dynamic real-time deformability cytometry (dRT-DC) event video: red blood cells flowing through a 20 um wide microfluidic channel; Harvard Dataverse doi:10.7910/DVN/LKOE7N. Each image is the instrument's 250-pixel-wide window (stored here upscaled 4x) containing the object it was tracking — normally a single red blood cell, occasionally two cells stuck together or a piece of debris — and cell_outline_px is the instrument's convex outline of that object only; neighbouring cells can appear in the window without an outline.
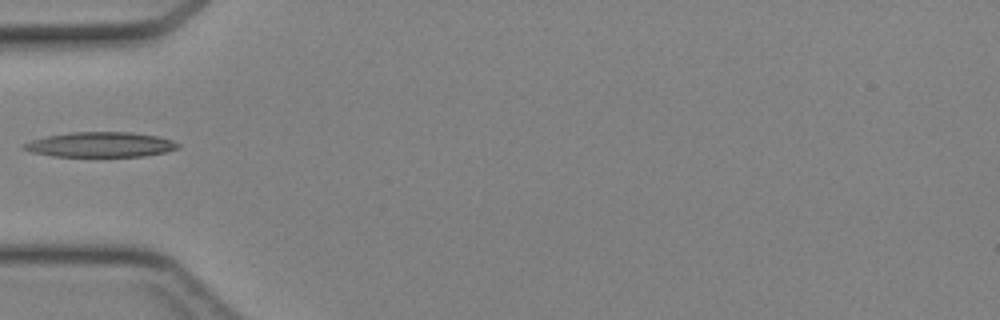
{"species": "Egyptian fruit bat (a non-hibernating species)", "species_latin": "Rousettus aegyptiacus", "temperature_condition": "cold", "stored_images_in_passage": 4, "camera_frame_rate_fps": 3000, "um_per_image_px": 0.085, "animal": {"sex": "female"}, "frame": {"image": 1, "passage_image": 4, "time_ms": 1.0, "image_size_px": [1000, 320], "cell_outline_px": [[180, 148], [168, 152], [144, 156], [52, 156], [32, 152], [24, 148], [24, 144], [32, 140], [48, 136], [68, 132], [132, 132], [156, 136], [172, 140], [180, 144]], "centroid_in_image_um": [8.61, 12.29], "position_along_channel_um": 76.4, "area_um2": 22.37}}